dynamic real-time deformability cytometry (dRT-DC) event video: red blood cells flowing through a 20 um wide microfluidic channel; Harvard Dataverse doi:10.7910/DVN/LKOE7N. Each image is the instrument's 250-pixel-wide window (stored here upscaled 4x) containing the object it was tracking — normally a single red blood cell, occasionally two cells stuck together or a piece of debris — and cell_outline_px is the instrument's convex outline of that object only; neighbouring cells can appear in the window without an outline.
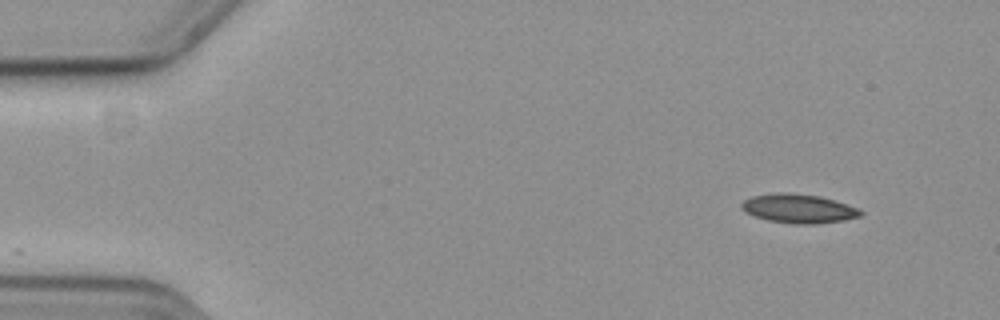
{"species": "common noctule bat (a hibernating species)", "species_latin": "Nyctalus noctula", "temperature_condition": "cold", "stored_images_in_passage": 13, "camera_frame_rate_fps": 3000, "um_per_image_px": 0.085, "animal": {"sex": "female", "body_mass_g": 19.3, "forearm_length_mm": 54.1}, "frame": {"image": 1, "passage_image": 1, "time_ms": 0.0, "image_size_px": [1000, 320], "cell_outline_px": [[864, 212], [860, 216], [844, 220], [816, 224], [792, 224], [768, 220], [752, 216], [744, 212], [740, 208], [740, 204], [744, 200], [752, 196], [780, 192], [788, 192], [820, 196], [856, 208]], "centroid_in_image_um": [67.81, 17.73], "position_along_channel_um": 17.2, "area_um2": 20.11}}